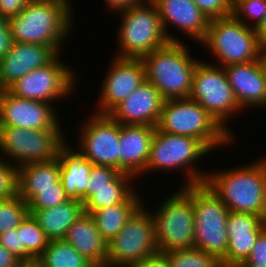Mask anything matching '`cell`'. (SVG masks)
Masks as SVG:
<instances>
[{"label":"cell","mask_w":266,"mask_h":267,"mask_svg":"<svg viewBox=\"0 0 266 267\" xmlns=\"http://www.w3.org/2000/svg\"><path fill=\"white\" fill-rule=\"evenodd\" d=\"M54 104L15 97L7 90H0V126L31 130L63 129Z\"/></svg>","instance_id":"16"},{"label":"cell","mask_w":266,"mask_h":267,"mask_svg":"<svg viewBox=\"0 0 266 267\" xmlns=\"http://www.w3.org/2000/svg\"><path fill=\"white\" fill-rule=\"evenodd\" d=\"M163 254L170 267H222L214 255L197 248L172 250Z\"/></svg>","instance_id":"29"},{"label":"cell","mask_w":266,"mask_h":267,"mask_svg":"<svg viewBox=\"0 0 266 267\" xmlns=\"http://www.w3.org/2000/svg\"><path fill=\"white\" fill-rule=\"evenodd\" d=\"M134 180L136 179L133 176L121 172L107 186L87 187V192L82 197L84 211L90 214L95 210L124 202L136 191L131 186Z\"/></svg>","instance_id":"27"},{"label":"cell","mask_w":266,"mask_h":267,"mask_svg":"<svg viewBox=\"0 0 266 267\" xmlns=\"http://www.w3.org/2000/svg\"><path fill=\"white\" fill-rule=\"evenodd\" d=\"M13 42L9 19L0 16V60L10 51Z\"/></svg>","instance_id":"41"},{"label":"cell","mask_w":266,"mask_h":267,"mask_svg":"<svg viewBox=\"0 0 266 267\" xmlns=\"http://www.w3.org/2000/svg\"><path fill=\"white\" fill-rule=\"evenodd\" d=\"M30 0H0V16L10 19L16 17Z\"/></svg>","instance_id":"42"},{"label":"cell","mask_w":266,"mask_h":267,"mask_svg":"<svg viewBox=\"0 0 266 267\" xmlns=\"http://www.w3.org/2000/svg\"><path fill=\"white\" fill-rule=\"evenodd\" d=\"M19 195V169L0 157V200Z\"/></svg>","instance_id":"35"},{"label":"cell","mask_w":266,"mask_h":267,"mask_svg":"<svg viewBox=\"0 0 266 267\" xmlns=\"http://www.w3.org/2000/svg\"><path fill=\"white\" fill-rule=\"evenodd\" d=\"M152 210L160 253L194 248V208L191 185L181 186Z\"/></svg>","instance_id":"8"},{"label":"cell","mask_w":266,"mask_h":267,"mask_svg":"<svg viewBox=\"0 0 266 267\" xmlns=\"http://www.w3.org/2000/svg\"><path fill=\"white\" fill-rule=\"evenodd\" d=\"M0 244L18 257L24 264H34L36 259L21 245L20 225L0 234Z\"/></svg>","instance_id":"37"},{"label":"cell","mask_w":266,"mask_h":267,"mask_svg":"<svg viewBox=\"0 0 266 267\" xmlns=\"http://www.w3.org/2000/svg\"><path fill=\"white\" fill-rule=\"evenodd\" d=\"M65 140L59 147L58 161L60 163V178L69 199L82 202L87 192L88 179L93 164L75 146L70 147Z\"/></svg>","instance_id":"22"},{"label":"cell","mask_w":266,"mask_h":267,"mask_svg":"<svg viewBox=\"0 0 266 267\" xmlns=\"http://www.w3.org/2000/svg\"><path fill=\"white\" fill-rule=\"evenodd\" d=\"M132 267H170L167 257L163 253H156Z\"/></svg>","instance_id":"45"},{"label":"cell","mask_w":266,"mask_h":267,"mask_svg":"<svg viewBox=\"0 0 266 267\" xmlns=\"http://www.w3.org/2000/svg\"><path fill=\"white\" fill-rule=\"evenodd\" d=\"M200 45L208 49L212 54L210 57L216 58L215 65L222 67L256 61L263 47L255 28L243 24L233 15L210 20Z\"/></svg>","instance_id":"7"},{"label":"cell","mask_w":266,"mask_h":267,"mask_svg":"<svg viewBox=\"0 0 266 267\" xmlns=\"http://www.w3.org/2000/svg\"><path fill=\"white\" fill-rule=\"evenodd\" d=\"M63 132L0 126V157L17 167L51 161L57 158L60 145L67 139Z\"/></svg>","instance_id":"12"},{"label":"cell","mask_w":266,"mask_h":267,"mask_svg":"<svg viewBox=\"0 0 266 267\" xmlns=\"http://www.w3.org/2000/svg\"><path fill=\"white\" fill-rule=\"evenodd\" d=\"M256 34L260 44L264 47L266 46V15L263 17L262 21L255 28Z\"/></svg>","instance_id":"46"},{"label":"cell","mask_w":266,"mask_h":267,"mask_svg":"<svg viewBox=\"0 0 266 267\" xmlns=\"http://www.w3.org/2000/svg\"><path fill=\"white\" fill-rule=\"evenodd\" d=\"M28 214V203L19 195L0 200V234L17 228Z\"/></svg>","instance_id":"33"},{"label":"cell","mask_w":266,"mask_h":267,"mask_svg":"<svg viewBox=\"0 0 266 267\" xmlns=\"http://www.w3.org/2000/svg\"><path fill=\"white\" fill-rule=\"evenodd\" d=\"M232 15L243 24L256 28L266 15V0H235Z\"/></svg>","instance_id":"34"},{"label":"cell","mask_w":266,"mask_h":267,"mask_svg":"<svg viewBox=\"0 0 266 267\" xmlns=\"http://www.w3.org/2000/svg\"><path fill=\"white\" fill-rule=\"evenodd\" d=\"M240 267H266V228L259 234L251 254Z\"/></svg>","instance_id":"40"},{"label":"cell","mask_w":266,"mask_h":267,"mask_svg":"<svg viewBox=\"0 0 266 267\" xmlns=\"http://www.w3.org/2000/svg\"><path fill=\"white\" fill-rule=\"evenodd\" d=\"M57 55L50 46L13 42L0 60V90H6L30 71L44 67Z\"/></svg>","instance_id":"19"},{"label":"cell","mask_w":266,"mask_h":267,"mask_svg":"<svg viewBox=\"0 0 266 267\" xmlns=\"http://www.w3.org/2000/svg\"><path fill=\"white\" fill-rule=\"evenodd\" d=\"M21 245L37 259L46 249L49 239L31 214H28L20 224Z\"/></svg>","instance_id":"31"},{"label":"cell","mask_w":266,"mask_h":267,"mask_svg":"<svg viewBox=\"0 0 266 267\" xmlns=\"http://www.w3.org/2000/svg\"><path fill=\"white\" fill-rule=\"evenodd\" d=\"M22 267H38V266L34 263V264H24Z\"/></svg>","instance_id":"48"},{"label":"cell","mask_w":266,"mask_h":267,"mask_svg":"<svg viewBox=\"0 0 266 267\" xmlns=\"http://www.w3.org/2000/svg\"><path fill=\"white\" fill-rule=\"evenodd\" d=\"M156 127L120 124L119 171L136 180L145 171Z\"/></svg>","instance_id":"21"},{"label":"cell","mask_w":266,"mask_h":267,"mask_svg":"<svg viewBox=\"0 0 266 267\" xmlns=\"http://www.w3.org/2000/svg\"><path fill=\"white\" fill-rule=\"evenodd\" d=\"M94 267H109V266L106 265V266H94Z\"/></svg>","instance_id":"49"},{"label":"cell","mask_w":266,"mask_h":267,"mask_svg":"<svg viewBox=\"0 0 266 267\" xmlns=\"http://www.w3.org/2000/svg\"><path fill=\"white\" fill-rule=\"evenodd\" d=\"M72 8L71 0H30L9 19L13 41L50 46L60 54L74 29Z\"/></svg>","instance_id":"1"},{"label":"cell","mask_w":266,"mask_h":267,"mask_svg":"<svg viewBox=\"0 0 266 267\" xmlns=\"http://www.w3.org/2000/svg\"><path fill=\"white\" fill-rule=\"evenodd\" d=\"M81 201L68 199L54 207L29 210L49 240L64 239L68 229L84 213Z\"/></svg>","instance_id":"24"},{"label":"cell","mask_w":266,"mask_h":267,"mask_svg":"<svg viewBox=\"0 0 266 267\" xmlns=\"http://www.w3.org/2000/svg\"><path fill=\"white\" fill-rule=\"evenodd\" d=\"M190 98L198 102L227 132L236 138L232 128L228 126V121L234 118L233 116H239V112L244 114V111L236 100L224 67L200 59L193 74Z\"/></svg>","instance_id":"10"},{"label":"cell","mask_w":266,"mask_h":267,"mask_svg":"<svg viewBox=\"0 0 266 267\" xmlns=\"http://www.w3.org/2000/svg\"><path fill=\"white\" fill-rule=\"evenodd\" d=\"M266 228V219L250 213L229 212L227 218L228 240L232 236L250 235V232H262Z\"/></svg>","instance_id":"32"},{"label":"cell","mask_w":266,"mask_h":267,"mask_svg":"<svg viewBox=\"0 0 266 267\" xmlns=\"http://www.w3.org/2000/svg\"><path fill=\"white\" fill-rule=\"evenodd\" d=\"M38 267H94L86 257L81 255L64 239L49 240L48 246L36 259Z\"/></svg>","instance_id":"28"},{"label":"cell","mask_w":266,"mask_h":267,"mask_svg":"<svg viewBox=\"0 0 266 267\" xmlns=\"http://www.w3.org/2000/svg\"><path fill=\"white\" fill-rule=\"evenodd\" d=\"M139 193L141 192L134 191L124 202L90 213L96 228L107 242L119 233L133 213L146 202L145 199L143 202V196H140Z\"/></svg>","instance_id":"26"},{"label":"cell","mask_w":266,"mask_h":267,"mask_svg":"<svg viewBox=\"0 0 266 267\" xmlns=\"http://www.w3.org/2000/svg\"><path fill=\"white\" fill-rule=\"evenodd\" d=\"M142 204L108 242L107 266L132 267L159 252L151 208Z\"/></svg>","instance_id":"11"},{"label":"cell","mask_w":266,"mask_h":267,"mask_svg":"<svg viewBox=\"0 0 266 267\" xmlns=\"http://www.w3.org/2000/svg\"><path fill=\"white\" fill-rule=\"evenodd\" d=\"M120 173L121 172L116 168L93 165L87 187L107 186V184L112 182Z\"/></svg>","instance_id":"39"},{"label":"cell","mask_w":266,"mask_h":267,"mask_svg":"<svg viewBox=\"0 0 266 267\" xmlns=\"http://www.w3.org/2000/svg\"><path fill=\"white\" fill-rule=\"evenodd\" d=\"M156 128L161 132L198 139L212 153L221 146L234 144V137L190 97L164 100Z\"/></svg>","instance_id":"4"},{"label":"cell","mask_w":266,"mask_h":267,"mask_svg":"<svg viewBox=\"0 0 266 267\" xmlns=\"http://www.w3.org/2000/svg\"><path fill=\"white\" fill-rule=\"evenodd\" d=\"M113 57L100 84L97 114H109L146 80L141 59Z\"/></svg>","instance_id":"15"},{"label":"cell","mask_w":266,"mask_h":267,"mask_svg":"<svg viewBox=\"0 0 266 267\" xmlns=\"http://www.w3.org/2000/svg\"><path fill=\"white\" fill-rule=\"evenodd\" d=\"M250 163L209 171L204 183L229 212L256 214L266 219V156Z\"/></svg>","instance_id":"2"},{"label":"cell","mask_w":266,"mask_h":267,"mask_svg":"<svg viewBox=\"0 0 266 267\" xmlns=\"http://www.w3.org/2000/svg\"><path fill=\"white\" fill-rule=\"evenodd\" d=\"M261 232L250 235L232 236L228 240L226 255L220 260L222 267H240L249 257Z\"/></svg>","instance_id":"30"},{"label":"cell","mask_w":266,"mask_h":267,"mask_svg":"<svg viewBox=\"0 0 266 267\" xmlns=\"http://www.w3.org/2000/svg\"><path fill=\"white\" fill-rule=\"evenodd\" d=\"M157 7L164 33L169 42H183L174 36L169 26L183 31L188 38L201 43L207 33L209 19L193 0H151Z\"/></svg>","instance_id":"17"},{"label":"cell","mask_w":266,"mask_h":267,"mask_svg":"<svg viewBox=\"0 0 266 267\" xmlns=\"http://www.w3.org/2000/svg\"><path fill=\"white\" fill-rule=\"evenodd\" d=\"M116 14L121 20L116 31L119 50L115 57L141 59L169 43L158 9L151 0Z\"/></svg>","instance_id":"6"},{"label":"cell","mask_w":266,"mask_h":267,"mask_svg":"<svg viewBox=\"0 0 266 267\" xmlns=\"http://www.w3.org/2000/svg\"><path fill=\"white\" fill-rule=\"evenodd\" d=\"M259 62L264 72V76L266 79V46L262 47L260 54H259Z\"/></svg>","instance_id":"47"},{"label":"cell","mask_w":266,"mask_h":267,"mask_svg":"<svg viewBox=\"0 0 266 267\" xmlns=\"http://www.w3.org/2000/svg\"><path fill=\"white\" fill-rule=\"evenodd\" d=\"M224 70L243 111L255 107L265 108L266 79L259 60L228 65Z\"/></svg>","instance_id":"20"},{"label":"cell","mask_w":266,"mask_h":267,"mask_svg":"<svg viewBox=\"0 0 266 267\" xmlns=\"http://www.w3.org/2000/svg\"><path fill=\"white\" fill-rule=\"evenodd\" d=\"M69 198L65 194L61 180L57 183V189L39 190L28 202L29 210H43L54 207L60 203L67 201Z\"/></svg>","instance_id":"36"},{"label":"cell","mask_w":266,"mask_h":267,"mask_svg":"<svg viewBox=\"0 0 266 267\" xmlns=\"http://www.w3.org/2000/svg\"><path fill=\"white\" fill-rule=\"evenodd\" d=\"M19 169V196L28 203L39 190L57 189L60 178L58 158L46 162L21 165Z\"/></svg>","instance_id":"25"},{"label":"cell","mask_w":266,"mask_h":267,"mask_svg":"<svg viewBox=\"0 0 266 267\" xmlns=\"http://www.w3.org/2000/svg\"><path fill=\"white\" fill-rule=\"evenodd\" d=\"M194 208V248L214 255L219 261L228 247L227 218L229 209L205 184L191 185Z\"/></svg>","instance_id":"9"},{"label":"cell","mask_w":266,"mask_h":267,"mask_svg":"<svg viewBox=\"0 0 266 267\" xmlns=\"http://www.w3.org/2000/svg\"><path fill=\"white\" fill-rule=\"evenodd\" d=\"M147 0H104L109 11L120 12L132 7L140 6Z\"/></svg>","instance_id":"43"},{"label":"cell","mask_w":266,"mask_h":267,"mask_svg":"<svg viewBox=\"0 0 266 267\" xmlns=\"http://www.w3.org/2000/svg\"><path fill=\"white\" fill-rule=\"evenodd\" d=\"M202 13L209 19L224 18L232 15L231 0H193Z\"/></svg>","instance_id":"38"},{"label":"cell","mask_w":266,"mask_h":267,"mask_svg":"<svg viewBox=\"0 0 266 267\" xmlns=\"http://www.w3.org/2000/svg\"><path fill=\"white\" fill-rule=\"evenodd\" d=\"M58 54L44 67L36 68L12 83L6 90L15 97L53 103L75 92L77 72ZM76 76V78H75Z\"/></svg>","instance_id":"13"},{"label":"cell","mask_w":266,"mask_h":267,"mask_svg":"<svg viewBox=\"0 0 266 267\" xmlns=\"http://www.w3.org/2000/svg\"><path fill=\"white\" fill-rule=\"evenodd\" d=\"M210 153L211 151L198 139L161 132L156 128L150 145L147 166L142 175L152 173L153 170L155 172L164 170V173L167 170L170 172L183 170L182 174L186 178L184 181L186 184L181 185L202 184L206 180L208 171L203 172L200 170L202 168H198L197 165L201 163L198 160L204 159V156L206 157Z\"/></svg>","instance_id":"5"},{"label":"cell","mask_w":266,"mask_h":267,"mask_svg":"<svg viewBox=\"0 0 266 267\" xmlns=\"http://www.w3.org/2000/svg\"><path fill=\"white\" fill-rule=\"evenodd\" d=\"M163 102L160 92L145 80L109 115L119 124L157 127Z\"/></svg>","instance_id":"18"},{"label":"cell","mask_w":266,"mask_h":267,"mask_svg":"<svg viewBox=\"0 0 266 267\" xmlns=\"http://www.w3.org/2000/svg\"><path fill=\"white\" fill-rule=\"evenodd\" d=\"M185 43L169 42L141 58L146 80L154 85L164 100L190 97L199 60L190 55V45Z\"/></svg>","instance_id":"3"},{"label":"cell","mask_w":266,"mask_h":267,"mask_svg":"<svg viewBox=\"0 0 266 267\" xmlns=\"http://www.w3.org/2000/svg\"><path fill=\"white\" fill-rule=\"evenodd\" d=\"M80 126L75 146L93 165L119 170L120 124L109 114L93 113Z\"/></svg>","instance_id":"14"},{"label":"cell","mask_w":266,"mask_h":267,"mask_svg":"<svg viewBox=\"0 0 266 267\" xmlns=\"http://www.w3.org/2000/svg\"><path fill=\"white\" fill-rule=\"evenodd\" d=\"M24 263L0 244V267H22Z\"/></svg>","instance_id":"44"},{"label":"cell","mask_w":266,"mask_h":267,"mask_svg":"<svg viewBox=\"0 0 266 267\" xmlns=\"http://www.w3.org/2000/svg\"><path fill=\"white\" fill-rule=\"evenodd\" d=\"M64 240L95 266L107 265L108 242L101 236L90 214L84 212L68 229Z\"/></svg>","instance_id":"23"}]
</instances>
